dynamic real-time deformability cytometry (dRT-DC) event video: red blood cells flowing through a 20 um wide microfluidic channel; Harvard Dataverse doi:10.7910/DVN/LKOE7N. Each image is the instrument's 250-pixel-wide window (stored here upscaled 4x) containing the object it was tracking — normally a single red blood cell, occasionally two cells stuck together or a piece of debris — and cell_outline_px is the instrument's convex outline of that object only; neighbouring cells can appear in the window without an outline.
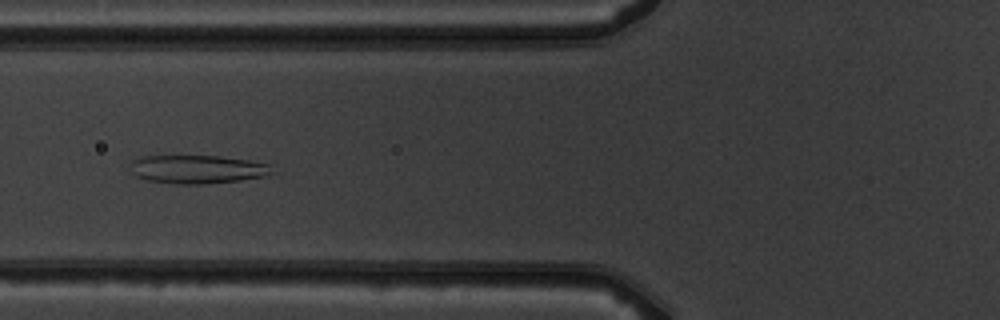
{"species": "common noctule bat (a hibernating species)", "species_latin": "Nyctalus noctula", "temperature_condition": "warm", "stored_images_in_passage": 6, "camera_frame_rate_fps": 3000, "um_per_image_px": 0.085, "animal": {"sex": "male", "body_mass_g": 19.5, "forearm_length_mm": 54.6}, "frame": {"image": 1, "passage_image": 5, "time_ms": 4.667, "image_size_px": [1000, 320], "cell_outline_px": [[276, 172], [268, 176], [240, 180], [200, 184], [176, 184], [148, 180], [136, 176], [132, 172], [132, 160], [140, 156], [220, 156], [248, 160], [268, 164]], "centroid_in_image_um": [16.82, 14.39], "position_along_channel_um": 109.0, "area_um2": 23.47}}